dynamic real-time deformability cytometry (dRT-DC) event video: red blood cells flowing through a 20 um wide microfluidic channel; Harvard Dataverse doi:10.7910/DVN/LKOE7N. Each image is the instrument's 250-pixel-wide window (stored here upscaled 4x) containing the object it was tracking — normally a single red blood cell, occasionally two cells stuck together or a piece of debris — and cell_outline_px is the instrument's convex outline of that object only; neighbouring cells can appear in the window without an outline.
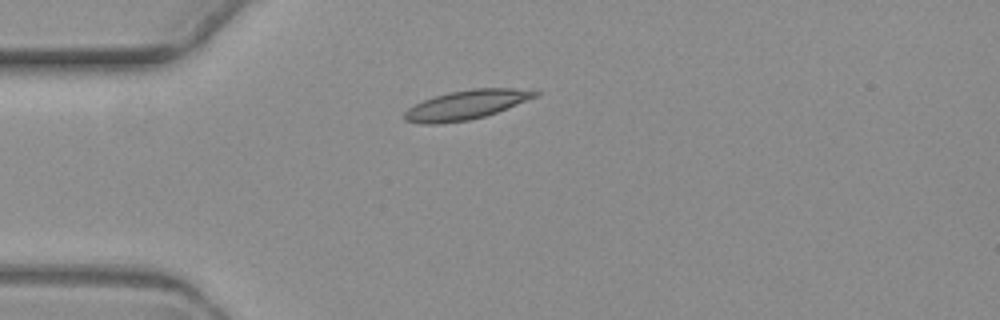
{"species": "common noctule bat (a hibernating species)", "species_latin": "Nyctalus noctula", "temperature_condition": "warm", "stored_images_in_passage": 4, "camera_frame_rate_fps": 3000, "um_per_image_px": 0.085, "animal": {"sex": "female", "body_mass_g": 19.3, "forearm_length_mm": 54.1}, "frame": {"image": 1, "passage_image": 4, "time_ms": 3.667, "image_size_px": [1000, 320], "cell_outline_px": [[540, 96], [508, 108], [484, 116], [468, 120], [436, 124], [424, 124], [404, 120], [404, 112], [408, 108], [424, 100], [448, 92], [472, 88], [512, 88], [540, 92]], "centroid_in_image_um": [39.65, 8.9], "position_along_channel_um": 45.3, "area_um2": 22.14}}